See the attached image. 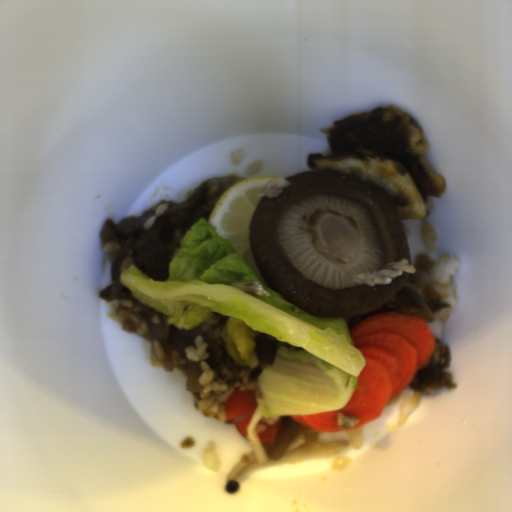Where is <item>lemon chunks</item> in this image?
Returning a JSON list of instances; mask_svg holds the SVG:
<instances>
[{
  "label": "lemon chunks",
  "instance_id": "obj_1",
  "mask_svg": "<svg viewBox=\"0 0 512 512\" xmlns=\"http://www.w3.org/2000/svg\"><path fill=\"white\" fill-rule=\"evenodd\" d=\"M289 176L267 173L245 177L230 186L214 204L208 222L216 226L215 232L229 241L233 250L241 257L262 285L275 289L261 275L253 258L249 229L250 220L262 196L273 198L290 185ZM277 293V292H276Z\"/></svg>",
  "mask_w": 512,
  "mask_h": 512
}]
</instances>
